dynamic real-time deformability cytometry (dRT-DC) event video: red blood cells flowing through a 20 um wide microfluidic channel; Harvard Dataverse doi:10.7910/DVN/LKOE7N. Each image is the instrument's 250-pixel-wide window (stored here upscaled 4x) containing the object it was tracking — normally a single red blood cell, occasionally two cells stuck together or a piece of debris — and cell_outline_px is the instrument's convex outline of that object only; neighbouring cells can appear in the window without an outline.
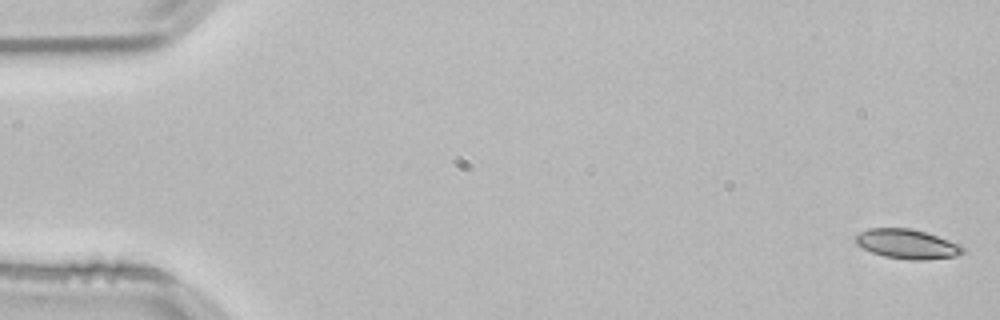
{"species": "common noctule bat (a hibernating species)", "species_latin": "Nyctalus noctula", "temperature_condition": "room temperature", "stored_images_in_passage": 54, "camera_frame_rate_fps": 3000, "um_per_image_px": 0.085, "animal": {"sex": "male", "body_mass_g": 21.5, "forearm_length_mm": 52.0}, "frame": {"image": 1, "passage_image": 1, "time_ms": 0.0, "image_size_px": [1000, 320], "cell_outline_px": [[964, 252], [956, 256], [924, 260], [908, 260], [884, 256], [872, 252], [856, 244], [856, 236], [860, 232], [868, 228], [912, 228], [960, 244], [964, 248]], "centroid_in_image_um": [77.11, 20.74], "position_along_channel_um": 7.9, "area_um2": 18.32}}
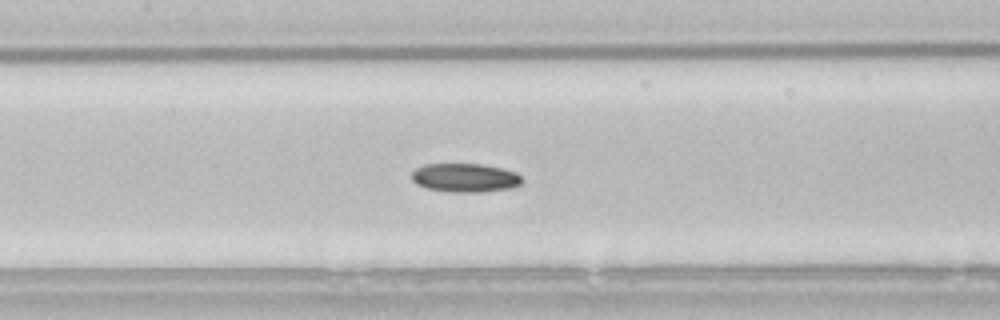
{"frame": {"image": 2, "passage_image": 25, "time_ms": 8.0, "image_size_px": [1000, 320], "cell_outline_px": [[520, 184], [512, 188], [484, 192], [448, 192], [424, 188], [416, 184], [412, 180], [412, 172], [416, 168], [424, 164], [480, 164], [500, 168], [516, 172], [520, 176]], "centroid_in_image_um": [39.48, 15.12], "position_along_channel_um": 167.9, "area_um2": 18.55}}
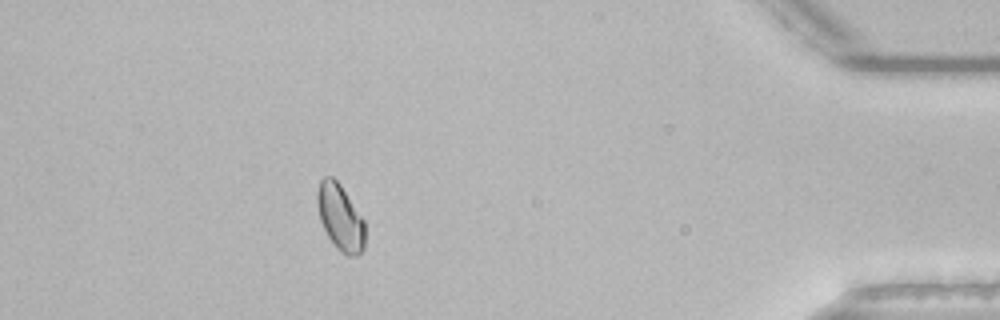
{"frame": {"image": 3, "passage_image": 48, "time_ms": 15.667, "image_size_px": [1000, 320], "cell_outline_px": [[364, 248], [356, 256], [348, 256], [328, 236], [320, 220], [316, 204], [316, 192], [320, 180], [324, 176], [332, 176], [340, 184], [364, 220]], "centroid_in_image_um": [28.9, 18.42], "position_along_channel_um": 406.3, "area_um2": 18.09}, "authors_computed_cell_mechanics": {"area_um2": 18.4382, "velocity_mm_per_s": 3.7876, "shape_relaxation_time_tau1_ms": 6.5316, "shape_relaxation_time_tau2_ms": null, "deformation_change_tau1": 0.1158, "deformation_change_tau2": null}}